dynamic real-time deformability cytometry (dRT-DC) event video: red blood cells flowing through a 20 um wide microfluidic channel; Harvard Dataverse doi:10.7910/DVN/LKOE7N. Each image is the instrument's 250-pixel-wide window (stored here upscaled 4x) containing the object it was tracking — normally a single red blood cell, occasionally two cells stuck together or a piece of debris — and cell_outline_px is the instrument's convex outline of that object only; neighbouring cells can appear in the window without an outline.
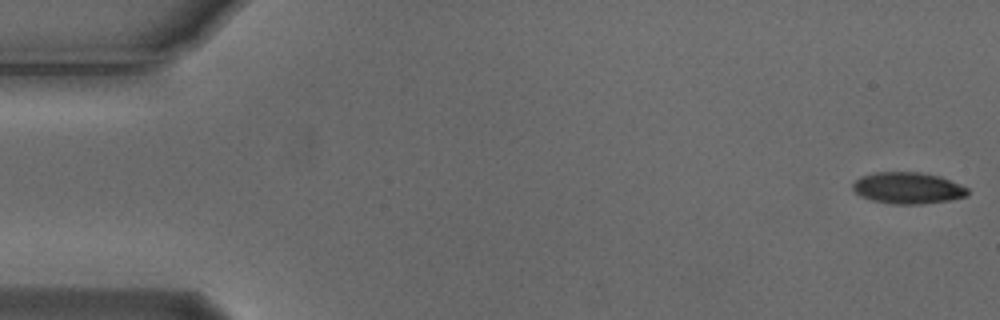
{"species": "Egyptian fruit bat (a non-hibernating species)", "species_latin": "Rousettus aegyptiacus", "temperature_condition": "cold", "stored_images_in_passage": 53, "camera_frame_rate_fps": 3000, "um_per_image_px": 0.085, "animal": {"sex": "male"}, "frame": {"image": 1, "passage_image": 1, "time_ms": 0.0, "image_size_px": [1000, 320], "cell_outline_px": [[968, 196], [948, 200], [920, 204], [892, 204], [872, 200], [860, 196], [852, 188], [852, 184], [860, 176], [872, 172], [920, 172], [940, 176], [960, 184], [968, 188]], "centroid_in_image_um": [77.15, 15.97], "position_along_channel_um": 7.8, "area_um2": 21.15}}
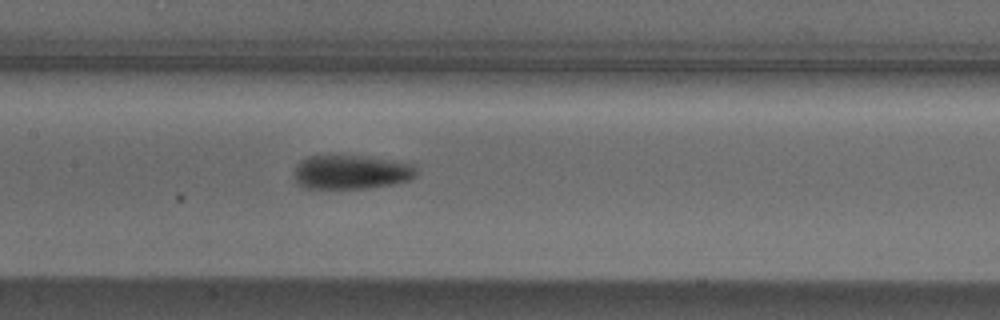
{"frame": {"image": 2, "passage_image": 26, "time_ms": 8.333, "image_size_px": [1000, 320], "cell_outline_px": [[416, 176], [412, 180], [396, 184], [368, 188], [304, 188], [296, 184], [292, 176], [292, 172], [296, 164], [300, 160], [308, 156], [364, 156], [416, 164]], "centroid_in_image_um": [29.83, 14.64], "position_along_channel_um": 177.6, "area_um2": 24.8}}
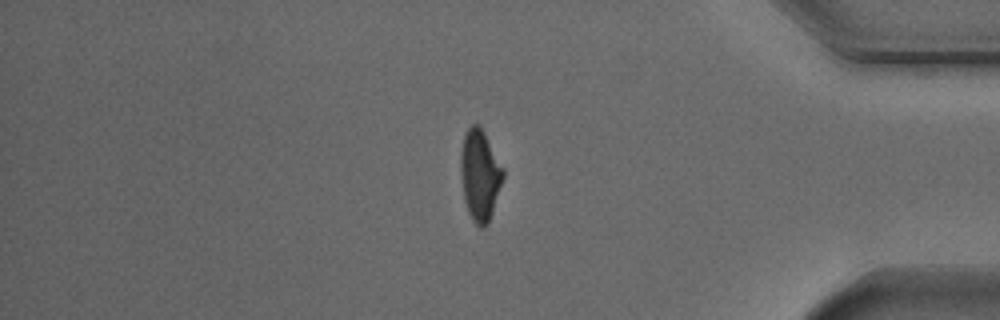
{"frame": {"image": 3, "passage_image": 46, "time_ms": 15.0, "image_size_px": [1000, 320], "cell_outline_px": [[504, 176], [488, 224], [484, 228], [480, 228], [472, 220], [468, 212], [464, 200], [460, 172], [460, 152], [464, 136], [468, 128], [472, 124], [480, 124], [504, 168]], "centroid_in_image_um": [40.78, 14.87], "position_along_channel_um": 394.4, "area_um2": 22.66}, "authors_computed_cell_mechanics": {"area_um2": 23.0044, "velocity_mm_per_s": 3.7186, "shape_relaxation_time_tau1_ms": 3.5837, "shape_relaxation_time_tau2_ms": 4.1364, "deformation_change_tau1": 0.1469, "deformation_change_tau2": 0.1002}}